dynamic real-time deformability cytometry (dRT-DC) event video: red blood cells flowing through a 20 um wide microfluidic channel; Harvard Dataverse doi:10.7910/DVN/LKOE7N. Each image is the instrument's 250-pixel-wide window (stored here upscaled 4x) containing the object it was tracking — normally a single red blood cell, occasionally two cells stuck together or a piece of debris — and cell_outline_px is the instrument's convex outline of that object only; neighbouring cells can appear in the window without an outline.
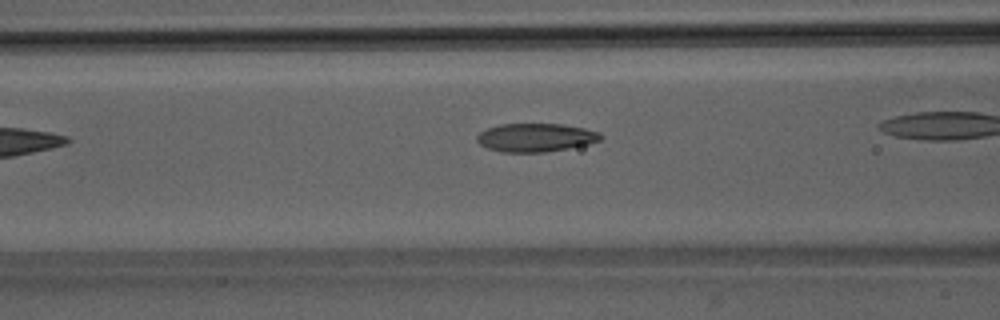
{"species": "Egyptian fruit bat (a non-hibernating species)", "species_latin": "Rousettus aegyptiacus", "temperature_condition": "room temperature", "stored_images_in_passage": 6, "camera_frame_rate_fps": 3000, "um_per_image_px": 0.085, "animal": {"sex": "male"}, "frame": {"image": 1, "passage_image": 3, "time_ms": 2.667, "image_size_px": [1000, 320], "cell_outline_px": [[604, 136], [600, 140], [588, 144], [568, 148], [544, 152], [500, 152], [488, 148], [480, 144], [476, 140], [476, 136], [480, 132], [488, 128], [500, 124], [564, 124], [584, 128], [600, 132]], "centroid_in_image_um": [45.54, 11.69], "position_along_channel_um": 121.1, "area_um2": 20.52}}